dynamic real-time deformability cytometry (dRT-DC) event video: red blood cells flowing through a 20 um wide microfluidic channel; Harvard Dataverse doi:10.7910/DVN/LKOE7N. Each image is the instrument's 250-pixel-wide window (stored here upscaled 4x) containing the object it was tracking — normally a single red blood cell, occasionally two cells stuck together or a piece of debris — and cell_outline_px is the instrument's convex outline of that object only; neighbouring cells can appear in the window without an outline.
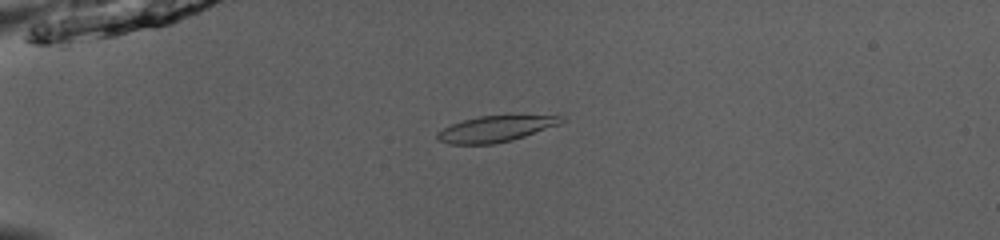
{"species": "common noctule bat (a hibernating species)", "species_latin": "Nyctalus noctula", "temperature_condition": "room temperature", "stored_images_in_passage": 52, "camera_frame_rate_fps": 3000, "um_per_image_px": 0.085, "animal": {"sex": "male", "body_mass_g": 13.0, "forearm_length_mm": 53.1}, "frame": {"image": 1, "passage_image": 15, "time_ms": 4.667, "image_size_px": [1000, 240], "cell_outline_px": [[568, 120], [560, 124], [512, 140], [492, 144], [448, 144], [440, 140], [436, 136], [436, 132], [452, 124], [464, 120], [480, 116], [560, 116]], "centroid_in_image_um": [42.11, 10.96], "position_along_channel_um": 42.9, "area_um2": 18.44}}
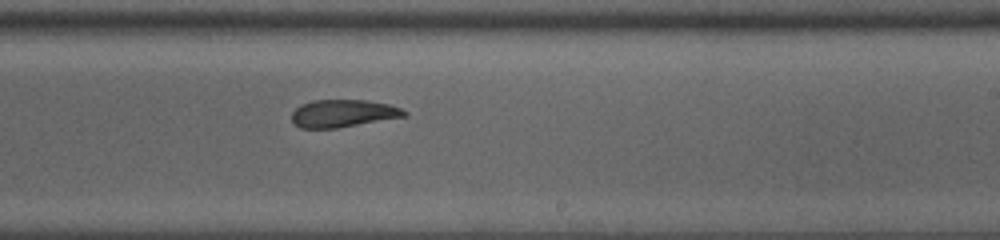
{"frame": {"image": 2, "passage_image": 34, "time_ms": 11.0, "image_size_px": [1000, 240], "cell_outline_px": [[408, 116], [336, 128], [300, 128], [292, 124], [292, 112], [300, 104], [312, 100], [364, 100], [388, 104], [400, 108], [408, 112]], "centroid_in_image_um": [29.13, 9.64], "position_along_channel_um": 259.9, "area_um2": 18.15}}
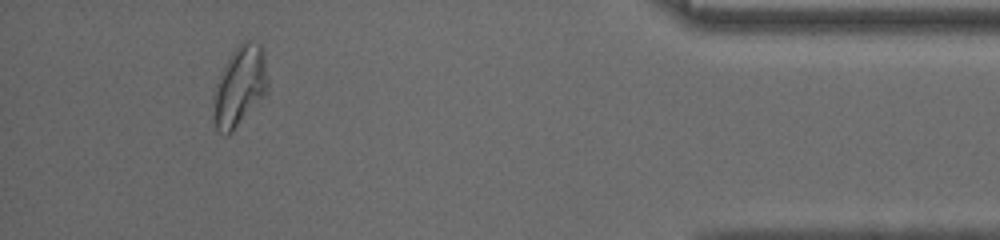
{"frame": {"image": 3, "passage_image": 49, "time_ms": 16.0, "image_size_px": [1000, 240], "cell_outline_px": [[268, 88], [264, 96], [232, 132], [228, 136], [224, 136], [216, 132], [212, 120], [212, 96], [216, 84], [232, 52], [240, 44], [248, 40], [260, 44], [264, 52], [268, 80]], "centroid_in_image_um": [20.34, 7.41], "position_along_channel_um": 414.9, "area_um2": 25.61}, "authors_computed_cell_mechanics": {"area_um2": 19.9988, "velocity_mm_per_s": 3.978, "shape_relaxation_time_tau1_ms": 7.9808, "shape_relaxation_time_tau2_ms": 2.8179, "deformation_change_tau1": 0.1544, "deformation_change_tau2": 0.0919}}